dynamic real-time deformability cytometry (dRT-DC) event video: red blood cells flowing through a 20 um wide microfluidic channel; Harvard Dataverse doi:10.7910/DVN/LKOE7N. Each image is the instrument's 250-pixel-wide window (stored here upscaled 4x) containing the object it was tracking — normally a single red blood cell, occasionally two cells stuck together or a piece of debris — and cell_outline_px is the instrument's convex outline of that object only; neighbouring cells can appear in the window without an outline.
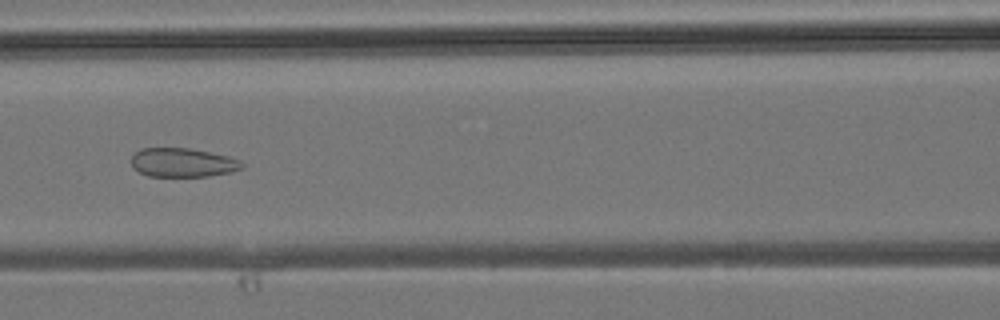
{"species": "common noctule bat (a hibernating species)", "species_latin": "Nyctalus noctula", "temperature_condition": "room temperature", "stored_images_in_passage": 42, "camera_frame_rate_fps": 3000, "um_per_image_px": 0.085, "animal": {"sex": "male", "body_mass_g": 19.2, "forearm_length_mm": 51.8}, "frame": {"image": 1, "passage_image": 17, "time_ms": 5.333, "image_size_px": [1000, 320], "cell_outline_px": [[244, 168], [232, 172], [208, 176], [148, 176], [132, 168], [132, 156], [140, 148], [188, 148], [228, 156], [240, 160], [244, 164]], "centroid_in_image_um": [15.54, 13.82], "position_along_channel_um": 151.1, "area_um2": 18.67}}
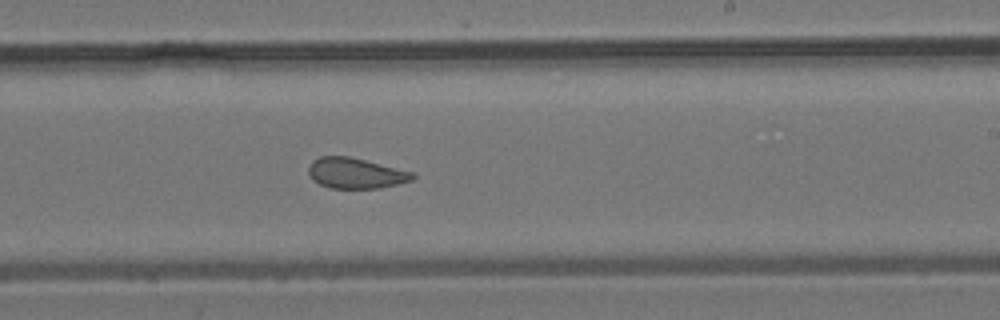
{"frame": {"image": 2, "passage_image": 24, "time_ms": 7.667, "image_size_px": [1000, 320], "cell_outline_px": [[416, 176], [412, 180], [380, 188], [328, 188], [312, 180], [308, 172], [308, 168], [312, 160], [320, 156], [348, 156], [416, 172]], "centroid_in_image_um": [30.23, 14.72], "position_along_channel_um": 258.8, "area_um2": 18.67}}
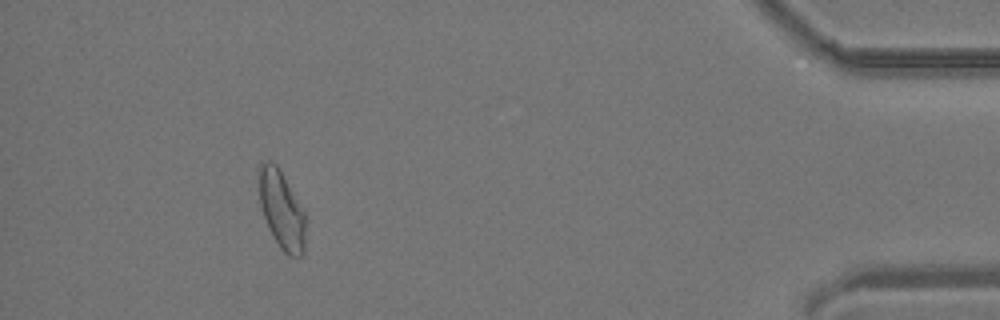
{"frame": {"image": 3, "passage_image": 38, "time_ms": 12.333, "image_size_px": [1000, 320], "cell_outline_px": [[304, 252], [300, 256], [288, 256], [280, 248], [272, 236], [268, 228], [260, 208], [256, 180], [256, 168], [260, 160], [272, 160], [276, 164], [304, 212]], "centroid_in_image_um": [23.83, 17.75], "position_along_channel_um": 411.4, "area_um2": 21.68}}